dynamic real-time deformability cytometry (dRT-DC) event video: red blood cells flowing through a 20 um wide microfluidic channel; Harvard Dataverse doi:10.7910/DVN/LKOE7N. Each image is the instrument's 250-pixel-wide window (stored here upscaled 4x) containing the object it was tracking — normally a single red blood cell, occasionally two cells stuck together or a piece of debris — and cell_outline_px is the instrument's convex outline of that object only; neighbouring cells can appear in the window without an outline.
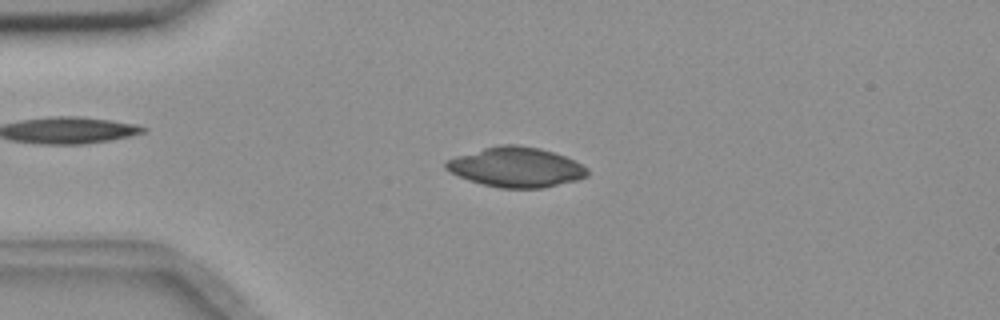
{"species": "common noctule bat (a hibernating species)", "species_latin": "Nyctalus noctula", "temperature_condition": "room temperature", "stored_images_in_passage": 55, "camera_frame_rate_fps": 3000, "um_per_image_px": 0.085, "animal": {"sex": "female", "body_mass_g": 18.4}, "frame": {"image": 1, "passage_image": 13, "time_ms": 4.0, "image_size_px": [1000, 320], "cell_outline_px": [[588, 176], [580, 180], [544, 188], [500, 188], [468, 180], [444, 168], [444, 164], [448, 160], [456, 156], [484, 148], [500, 144], [516, 144], [540, 148], [564, 156], [588, 168]], "centroid_in_image_um": [43.9, 14.21], "position_along_channel_um": 41.1, "area_um2": 32.77}}
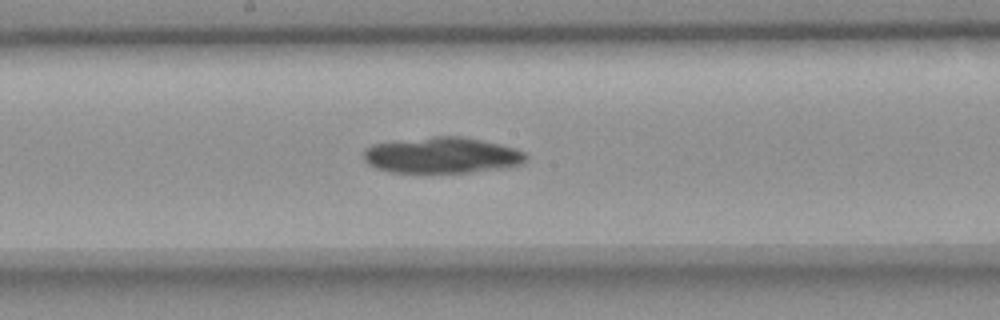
{"frame": {"image": 2, "passage_image": 29, "time_ms": 9.333, "image_size_px": [1000, 320], "cell_outline_px": [[528, 160], [524, 164], [504, 168], [472, 172], [388, 172], [376, 168], [368, 164], [364, 160], [364, 148], [372, 144], [432, 136], [460, 136], [500, 144], [524, 152], [528, 156]], "centroid_in_image_um": [37.58, 13.2], "position_along_channel_um": 210.6, "area_um2": 34.16}}
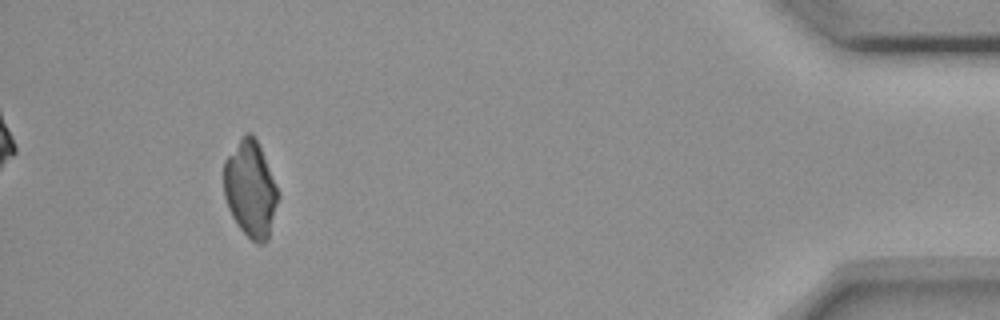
{"frame": {"image": 3, "passage_image": 51, "time_ms": 16.667, "image_size_px": [1000, 320], "cell_outline_px": [[280, 196], [268, 240], [264, 244], [256, 244], [240, 228], [232, 216], [228, 208], [224, 196], [224, 160], [244, 132], [248, 132], [256, 140], [260, 148]], "centroid_in_image_um": [21.28, 16.1], "position_along_channel_um": 413.9, "area_um2": 30.29}}